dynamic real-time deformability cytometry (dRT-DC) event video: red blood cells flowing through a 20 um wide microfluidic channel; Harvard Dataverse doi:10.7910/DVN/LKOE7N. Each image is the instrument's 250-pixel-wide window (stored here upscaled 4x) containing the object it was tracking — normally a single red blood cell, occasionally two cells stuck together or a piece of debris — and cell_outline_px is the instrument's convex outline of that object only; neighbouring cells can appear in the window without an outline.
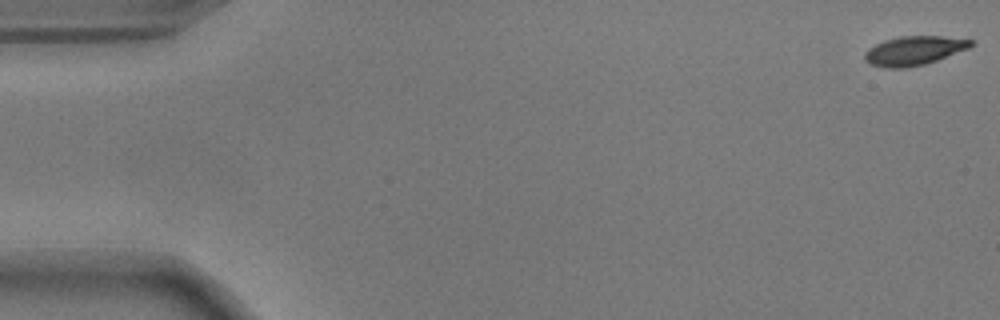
{"species": "common noctule bat (a hibernating species)", "species_latin": "Nyctalus noctula", "temperature_condition": "warm", "stored_images_in_passage": 8, "camera_frame_rate_fps": 3000, "um_per_image_px": 0.085, "animal": {"sex": "male", "body_mass_g": 17.9}, "frame": {"image": 1, "passage_image": 1, "time_ms": 0.0, "image_size_px": [1000, 320], "cell_outline_px": [[976, 44], [968, 48], [936, 60], [924, 64], [904, 68], [884, 68], [868, 64], [864, 60], [864, 52], [868, 48], [884, 40], [900, 36], [944, 36], [972, 40]], "centroid_in_image_um": [77.65, 4.3], "position_along_channel_um": 7.4, "area_um2": 18.03}}